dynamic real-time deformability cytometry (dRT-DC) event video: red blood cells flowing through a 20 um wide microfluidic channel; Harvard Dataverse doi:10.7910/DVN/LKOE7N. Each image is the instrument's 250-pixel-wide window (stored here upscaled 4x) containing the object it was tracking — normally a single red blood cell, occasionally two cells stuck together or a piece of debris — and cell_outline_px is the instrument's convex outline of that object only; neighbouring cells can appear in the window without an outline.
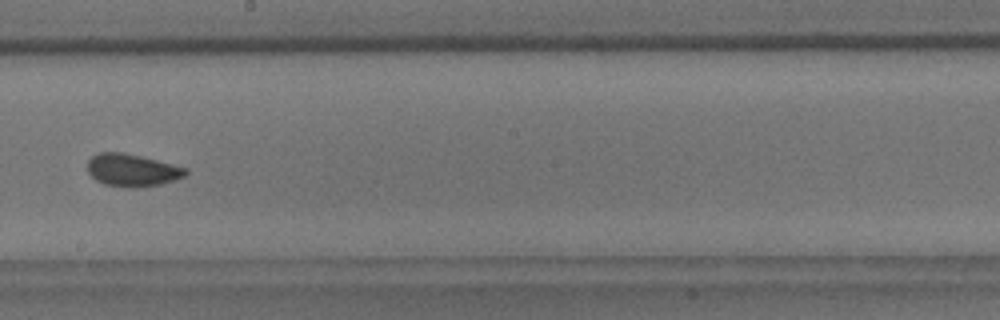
{"species": "common noctule bat (a hibernating species)", "species_latin": "Nyctalus noctula", "temperature_condition": "room temperature", "stored_images_in_passage": 9, "camera_frame_rate_fps": 3000, "um_per_image_px": 0.085, "animal": {"sex": "male", "body_mass_g": 18.8}, "frame": {"image": 1, "passage_image": 9, "time_ms": 10.0, "image_size_px": [1000, 320], "cell_outline_px": [[188, 172], [184, 176], [160, 184], [132, 188], [104, 184], [96, 180], [88, 172], [88, 160], [92, 156], [100, 152], [124, 152], [188, 168]], "centroid_in_image_um": [11.21, 14.46], "position_along_channel_um": 237.0, "area_um2": 18.38}}